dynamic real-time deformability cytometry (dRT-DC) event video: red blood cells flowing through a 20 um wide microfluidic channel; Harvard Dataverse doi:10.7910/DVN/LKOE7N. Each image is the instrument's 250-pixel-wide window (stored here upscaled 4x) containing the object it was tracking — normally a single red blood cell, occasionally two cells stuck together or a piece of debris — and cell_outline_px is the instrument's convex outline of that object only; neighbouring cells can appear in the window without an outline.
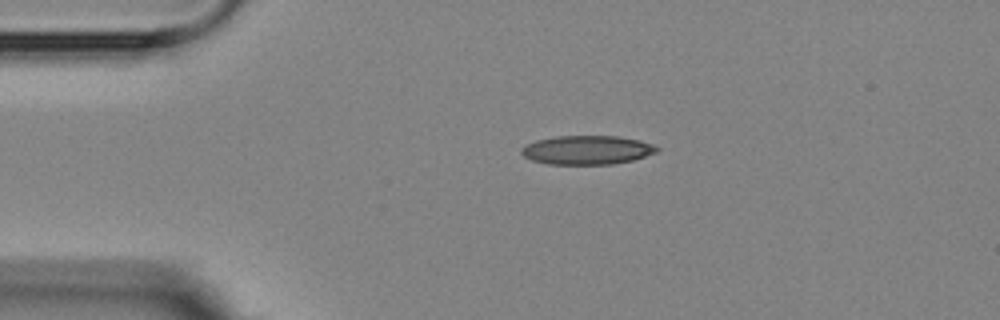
{"species": "Egyptian fruit bat (a non-hibernating species)", "species_latin": "Rousettus aegyptiacus", "temperature_condition": "room temperature", "stored_images_in_passage": 5, "camera_frame_rate_fps": 3000, "um_per_image_px": 0.085, "animal": {"sex": "female"}, "frame": {"image": 1, "passage_image": 1, "time_ms": 0.0, "image_size_px": [1000, 320], "cell_outline_px": [[660, 148], [656, 152], [632, 160], [612, 164], [548, 164], [532, 160], [524, 156], [520, 152], [520, 148], [536, 140], [556, 136], [616, 136], [640, 140], [652, 144]], "centroid_in_image_um": [49.88, 12.74], "position_along_channel_um": 35.1, "area_um2": 22.72}}
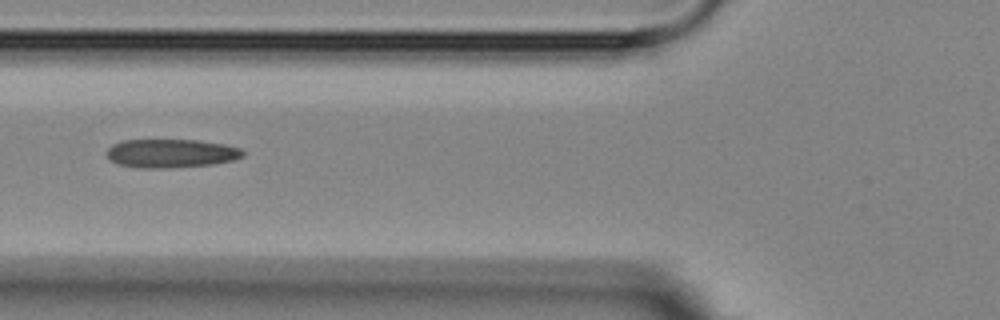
{"frame": {"image": 2, "passage_image": 3, "time_ms": 3.0, "image_size_px": [1000, 320], "cell_outline_px": [[244, 156], [232, 160], [212, 164], [168, 168], [140, 168], [116, 164], [108, 160], [104, 152], [112, 144], [124, 140], [196, 140], [224, 144], [240, 148], [244, 152]], "centroid_in_image_um": [14.47, 13.04], "position_along_channel_um": 111.3, "area_um2": 22.89}}
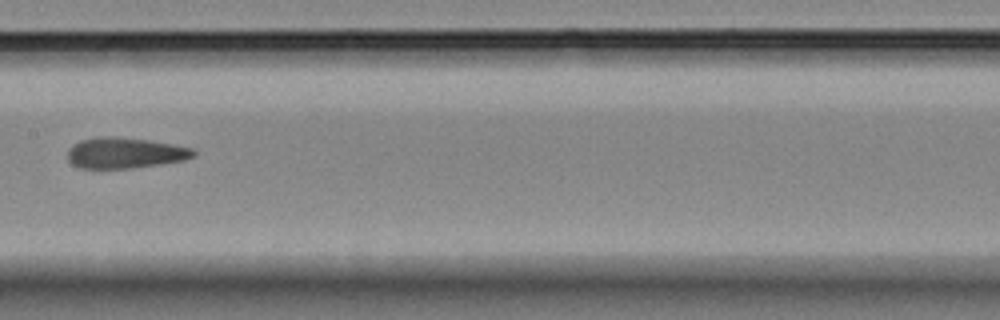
{"frame": {"image": 3, "passage_image": 5, "time_ms": 5.333, "image_size_px": [1000, 320], "cell_outline_px": [[196, 156], [184, 160], [132, 168], [80, 168], [72, 164], [68, 160], [68, 148], [72, 144], [80, 140], [100, 136], [116, 136], [148, 140], [192, 148], [196, 152]], "centroid_in_image_um": [10.59, 12.99], "position_along_channel_um": 196.8, "area_um2": 22.6}}